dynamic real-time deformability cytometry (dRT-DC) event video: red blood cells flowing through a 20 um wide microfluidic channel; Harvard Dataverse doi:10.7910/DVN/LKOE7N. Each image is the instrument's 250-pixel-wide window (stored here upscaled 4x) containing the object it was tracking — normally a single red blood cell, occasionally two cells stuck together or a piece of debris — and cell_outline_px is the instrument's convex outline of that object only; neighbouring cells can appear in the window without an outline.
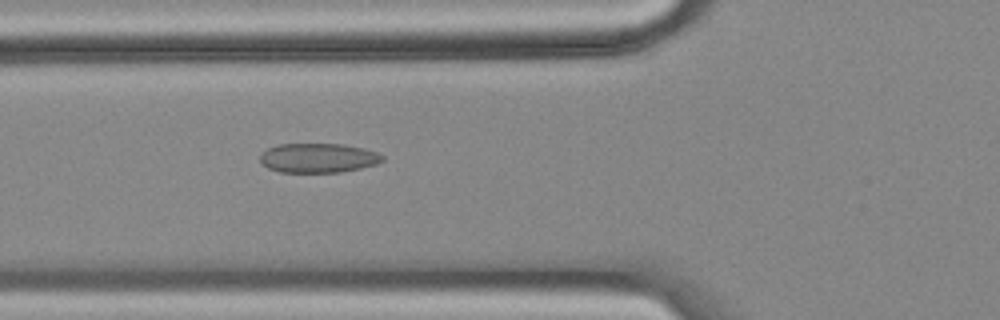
{"species": "common noctule bat (a hibernating species)", "species_latin": "Nyctalus noctula", "temperature_condition": "cold", "stored_images_in_passage": 57, "camera_frame_rate_fps": 3000, "um_per_image_px": 0.085, "animal": {"sex": "female", "body_mass_g": 18.4}, "frame": {"image": 1, "passage_image": 21, "time_ms": 6.667, "image_size_px": [1000, 320], "cell_outline_px": [[384, 160], [376, 164], [360, 168], [340, 172], [280, 172], [268, 168], [260, 160], [260, 152], [276, 144], [344, 144], [364, 148], [376, 152], [384, 156]], "centroid_in_image_um": [27.04, 13.42], "position_along_channel_um": 98.8, "area_um2": 21.04}}
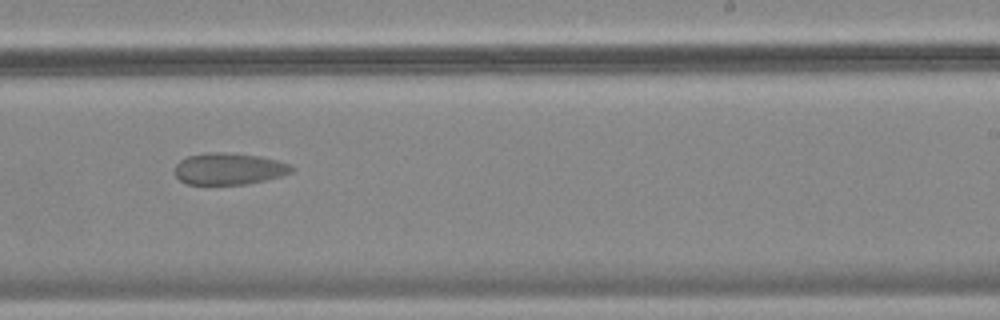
{"frame": {"image": 2, "passage_image": 36, "time_ms": 11.667, "image_size_px": [1000, 320], "cell_outline_px": [[296, 168], [292, 172], [280, 176], [248, 184], [188, 184], [180, 180], [176, 176], [176, 164], [180, 160], [188, 156], [208, 152], [228, 152], [260, 156], [292, 164]], "centroid_in_image_um": [19.5, 14.34], "position_along_channel_um": 269.5, "area_um2": 21.62}}
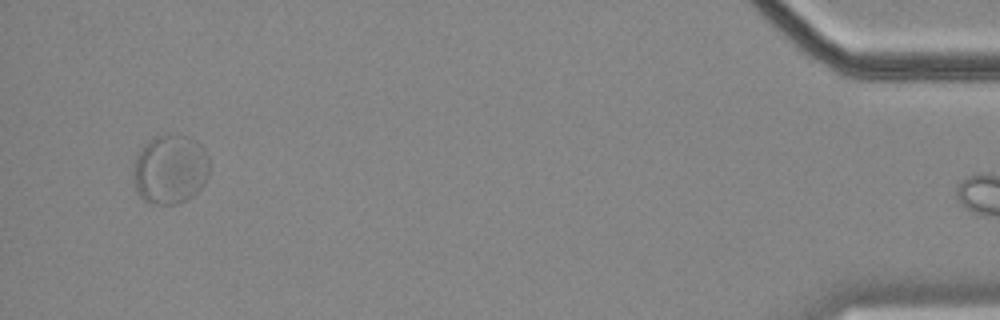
{"frame": {"image": 3, "passage_image": 56, "time_ms": 18.333, "image_size_px": [1000, 320], "cell_outline_px": [[208, 176], [204, 184], [188, 200], [176, 204], [152, 204], [144, 200], [136, 192], [132, 176], [136, 156], [144, 144], [156, 136], [164, 132], [188, 136], [196, 140], [204, 148], [208, 156]], "centroid_in_image_um": [14.45, 14.37], "position_along_channel_um": 420.7, "area_um2": 31.33}}